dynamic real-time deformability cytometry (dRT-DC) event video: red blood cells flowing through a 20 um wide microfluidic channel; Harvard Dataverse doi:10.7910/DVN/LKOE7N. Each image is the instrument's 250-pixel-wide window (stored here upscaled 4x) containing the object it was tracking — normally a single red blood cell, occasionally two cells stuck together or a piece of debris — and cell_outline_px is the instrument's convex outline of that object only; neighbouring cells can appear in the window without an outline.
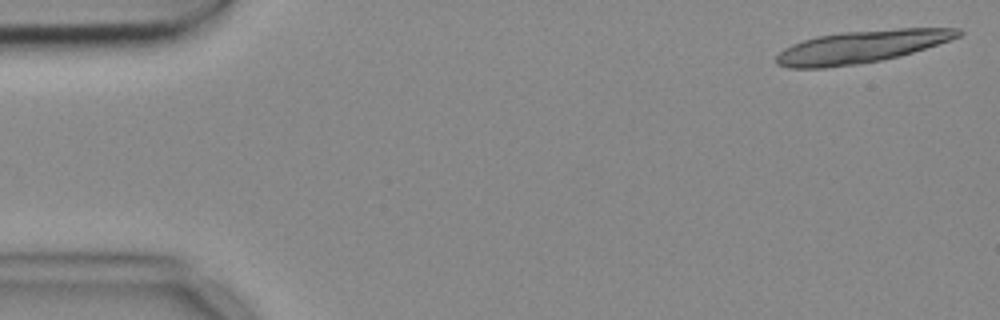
{"species": "common noctule bat (a hibernating species)", "species_latin": "Nyctalus noctula", "temperature_condition": "cold", "stored_images_in_passage": 5, "camera_frame_rate_fps": 3000, "um_per_image_px": 0.085, "animal": {"sex": "female", "body_mass_g": 18.4}, "frame": {"image": 1, "passage_image": 1, "time_ms": 0.0, "image_size_px": [1000, 320], "cell_outline_px": [[964, 32], [960, 36], [900, 56], [860, 64], [824, 68], [788, 68], [776, 64], [776, 56], [784, 48], [792, 44], [816, 36], [840, 32], [896, 28], [960, 28]], "centroid_in_image_um": [73.18, 3.97], "position_along_channel_um": 11.8, "area_um2": 34.39}}